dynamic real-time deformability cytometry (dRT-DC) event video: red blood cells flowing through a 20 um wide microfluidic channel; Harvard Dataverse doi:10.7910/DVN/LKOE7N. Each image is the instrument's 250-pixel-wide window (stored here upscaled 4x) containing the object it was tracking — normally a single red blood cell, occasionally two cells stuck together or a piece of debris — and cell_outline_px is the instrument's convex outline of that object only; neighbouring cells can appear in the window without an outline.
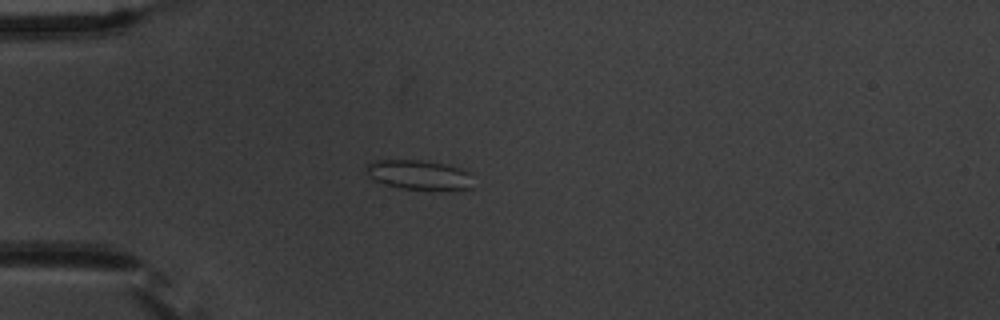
{"species": "common noctule bat (a hibernating species)", "species_latin": "Nyctalus noctula", "temperature_condition": "warm", "stored_images_in_passage": 41, "camera_frame_rate_fps": 3000, "um_per_image_px": 0.085, "animal": {"sex": "male", "body_mass_g": 20.1, "forearm_length_mm": 53.5}, "frame": {"image": 1, "passage_image": 1, "time_ms": 0.0, "image_size_px": [1000, 320], "cell_outline_px": [[472, 188], [440, 192], [400, 188], [376, 180], [368, 176], [364, 172], [364, 168], [368, 164], [376, 160], [420, 160], [460, 168], [468, 172]], "centroid_in_image_um": [35.6, 14.9], "position_along_channel_um": 49.4, "area_um2": 18.61}}
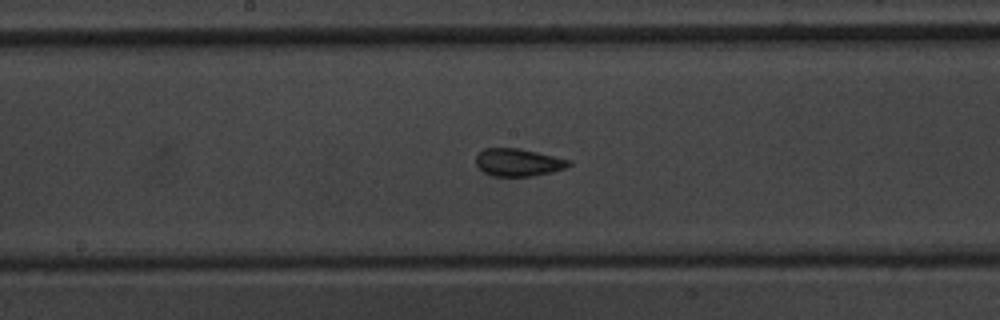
{"frame": {"image": 2, "passage_image": 15, "time_ms": 4.667, "image_size_px": [1000, 320], "cell_outline_px": [[572, 164], [564, 168], [552, 172], [532, 176], [492, 176], [484, 172], [476, 164], [476, 156], [484, 148], [520, 148], [572, 160]], "centroid_in_image_um": [44.07, 13.8], "position_along_channel_um": 204.1, "area_um2": 14.97}}
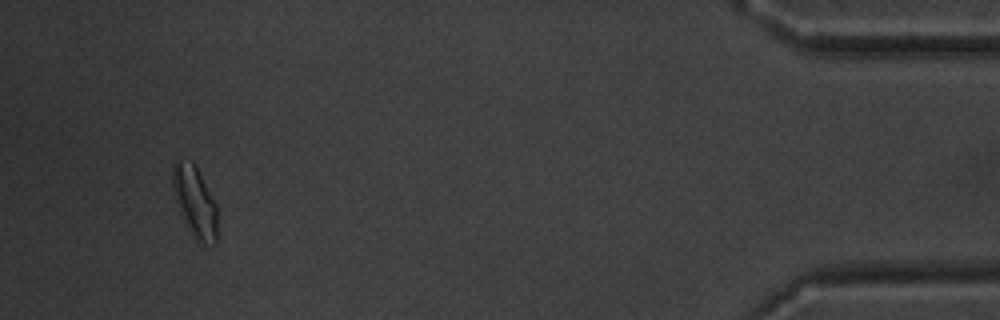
{"frame": {"image": 3, "passage_image": 38, "time_ms": 12.333, "image_size_px": [1000, 320], "cell_outline_px": [[216, 244], [212, 248], [200, 244], [196, 240], [184, 220], [180, 212], [172, 188], [172, 168], [176, 160], [192, 160], [216, 204]], "centroid_in_image_um": [16.56, 17.19], "position_along_channel_um": 418.6, "area_um2": 18.38}, "authors_computed_cell_mechanics": {"area_um2": 15.317, "velocity_mm_per_s": 3.6608, "shape_relaxation_time_tau1_ms": 6.4433, "shape_relaxation_time_tau2_ms": 1.0035, "deformation_change_tau1": 0.1164, "deformation_change_tau2": 0.0724}}